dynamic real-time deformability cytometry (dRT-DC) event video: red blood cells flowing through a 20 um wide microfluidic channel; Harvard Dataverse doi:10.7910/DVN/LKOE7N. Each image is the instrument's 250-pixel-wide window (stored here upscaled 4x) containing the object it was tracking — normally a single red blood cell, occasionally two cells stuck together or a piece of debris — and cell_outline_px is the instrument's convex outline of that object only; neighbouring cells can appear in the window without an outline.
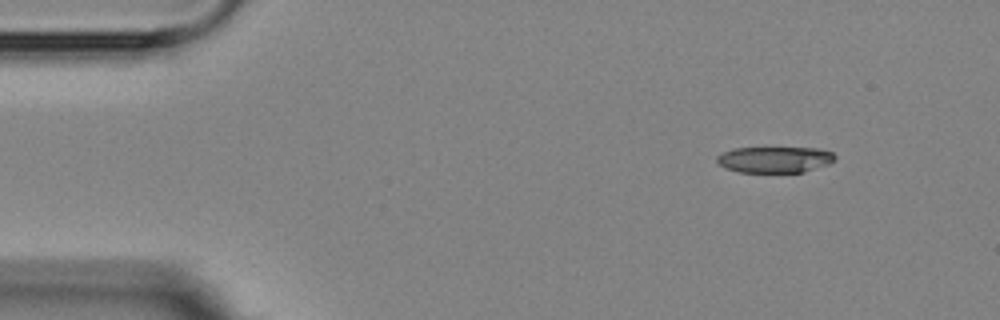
{"species": "Egyptian fruit bat (a non-hibernating species)", "species_latin": "Rousettus aegyptiacus", "temperature_condition": "room temperature", "stored_images_in_passage": 2, "camera_frame_rate_fps": 3000, "um_per_image_px": 0.085, "animal": {"sex": "female"}, "frame": {"image": 1, "passage_image": 2, "time_ms": 1.333, "image_size_px": [1000, 320], "cell_outline_px": [[836, 156], [828, 164], [804, 172], [740, 172], [728, 168], [720, 164], [716, 160], [716, 156], [720, 152], [732, 148], [816, 148], [832, 152]], "centroid_in_image_um": [65.82, 13.55], "position_along_channel_um": 19.2, "area_um2": 17.86}}